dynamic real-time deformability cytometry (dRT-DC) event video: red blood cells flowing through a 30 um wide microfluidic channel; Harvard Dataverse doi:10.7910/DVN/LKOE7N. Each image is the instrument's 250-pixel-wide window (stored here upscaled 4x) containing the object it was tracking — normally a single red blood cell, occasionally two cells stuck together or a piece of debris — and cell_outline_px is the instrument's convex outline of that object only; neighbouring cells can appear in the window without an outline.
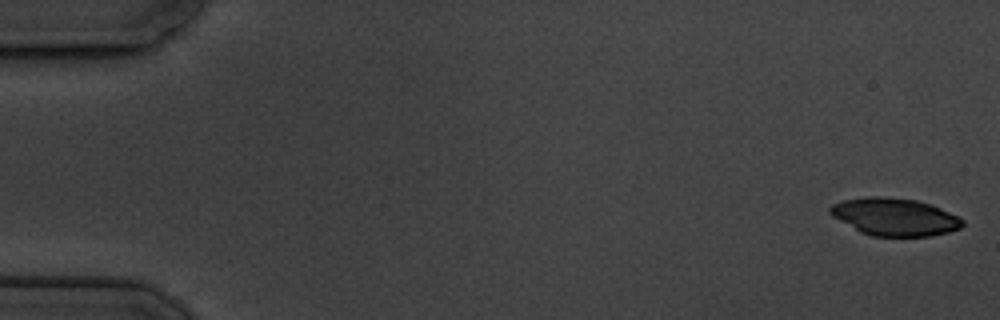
{"species": "common noctule bat (a hibernating species)", "species_latin": "Nyctalus noctula", "temperature_condition": "cold", "stored_images_in_passage": 5, "camera_frame_rate_fps": 3000, "um_per_image_px": 0.085, "animal": {"sex": "male", "body_mass_g": 19.5, "forearm_length_mm": 54.6}, "frame": {"image": 1, "passage_image": 1, "time_ms": 0.0, "image_size_px": [1000, 320], "cell_outline_px": [[964, 224], [960, 228], [948, 232], [932, 236], [872, 236], [860, 232], [832, 216], [828, 212], [828, 208], [832, 204], [844, 200], [868, 196], [880, 196], [916, 200], [932, 204], [964, 220]], "centroid_in_image_um": [76.03, 18.43], "position_along_channel_um": 9.0, "area_um2": 28.96}}